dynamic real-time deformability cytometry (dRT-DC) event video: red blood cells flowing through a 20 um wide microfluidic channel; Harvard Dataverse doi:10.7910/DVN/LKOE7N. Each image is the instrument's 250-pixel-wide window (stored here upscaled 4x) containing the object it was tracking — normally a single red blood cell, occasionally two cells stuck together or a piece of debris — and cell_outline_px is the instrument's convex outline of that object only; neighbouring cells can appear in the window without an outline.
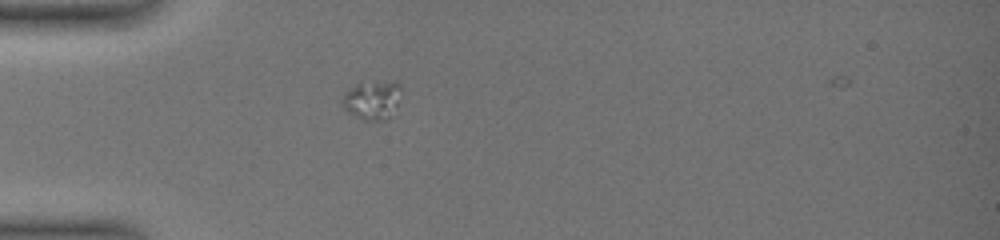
{"species": "common noctule bat (a hibernating species)", "species_latin": "Nyctalus noctula", "temperature_condition": "warm", "stored_images_in_passage": 39, "camera_frame_rate_fps": 3000, "um_per_image_px": 0.085, "animal": {"sex": "female", "body_mass_g": 19.0, "forearm_length_mm": 51.5}, "frame": {"image": 1, "passage_image": 2, "time_ms": 0.333, "image_size_px": [1000, 240], "cell_outline_px": [[400, 88], [396, 116], [388, 120], [364, 120], [348, 112], [344, 108], [340, 100], [344, 92], [360, 80], [396, 80], [400, 84]], "centroid_in_image_um": [31.66, 8.46], "position_along_channel_um": 53.3, "area_um2": 14.28}}
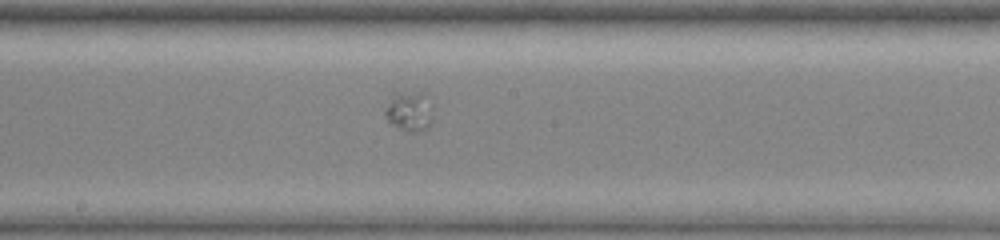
{"frame": {"image": 2, "passage_image": 18, "time_ms": 5.667, "image_size_px": [1000, 240], "cell_outline_px": [[432, 120], [428, 128], [424, 132], [408, 132], [396, 128], [388, 124], [384, 116], [384, 112], [392, 92], [424, 92], [428, 96], [432, 104]], "centroid_in_image_um": [34.79, 9.48], "position_along_channel_um": 213.4, "area_um2": 11.85}}
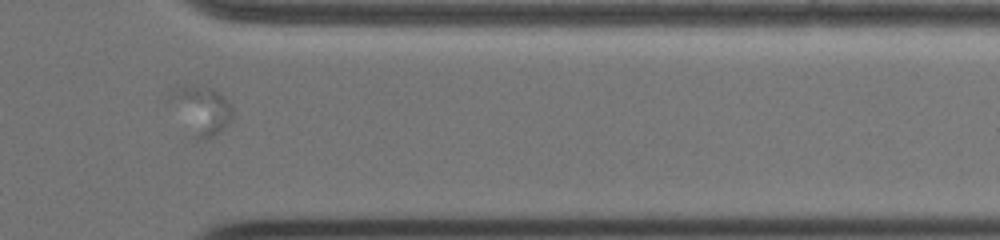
{"frame": {"image": 3, "passage_image": 34, "time_ms": 11.0, "image_size_px": [1000, 240], "cell_outline_px": [[232, 120], [220, 132], [212, 136], [200, 140], [196, 136], [172, 100], [172, 92], [176, 88], [192, 84], [212, 88], [224, 96], [228, 100], [232, 108]], "centroid_in_image_um": [17.25, 9.3], "position_along_channel_um": 394.1, "area_um2": 16.3}}